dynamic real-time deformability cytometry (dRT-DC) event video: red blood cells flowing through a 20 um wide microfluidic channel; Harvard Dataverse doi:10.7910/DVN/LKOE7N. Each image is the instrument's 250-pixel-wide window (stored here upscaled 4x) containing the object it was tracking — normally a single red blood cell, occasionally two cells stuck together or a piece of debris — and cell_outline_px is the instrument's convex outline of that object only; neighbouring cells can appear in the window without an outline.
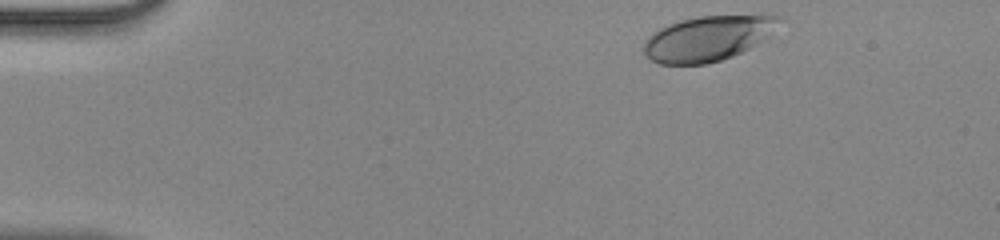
{"species": "human", "species_latin": "Homo sapiens", "temperature_condition": "room temperature", "stored_images_in_passage": 42, "camera_frame_rate_fps": 3000, "um_per_image_px": 0.085, "donor": {"sex": "male"}, "frame": {"image": 1, "passage_image": 1, "time_ms": 0.0, "image_size_px": [1000, 240], "cell_outline_px": [[784, 20], [756, 44], [732, 56], [708, 64], [660, 64], [648, 60], [644, 52], [644, 40], [652, 32], [668, 24], [680, 20], [700, 16], [780, 16]], "centroid_in_image_um": [60.08, 3.28], "position_along_channel_um": 24.9, "area_um2": 35.14}}
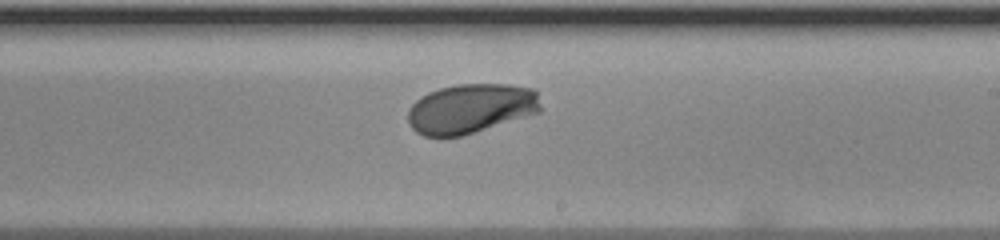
{"frame": {"image": 2, "passage_image": 23, "time_ms": 7.333, "image_size_px": [1000, 240], "cell_outline_px": [[540, 112], [460, 136], [424, 136], [416, 132], [408, 124], [408, 108], [420, 96], [428, 92], [440, 88], [456, 84], [508, 84], [536, 88], [540, 104]], "centroid_in_image_um": [40.0, 9.21], "position_along_channel_um": 249.0, "area_um2": 38.44}}
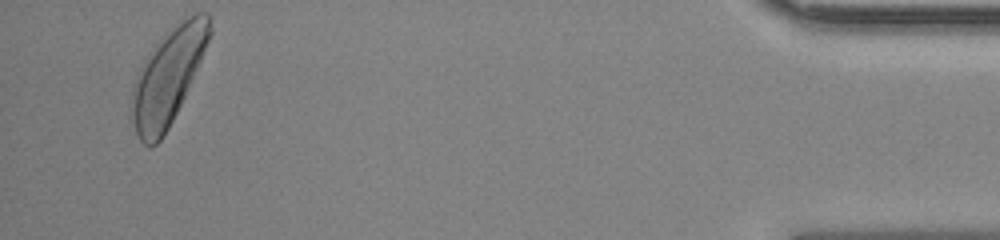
{"frame": {"image": 3, "passage_image": 40, "time_ms": 13.0, "image_size_px": [1000, 240], "cell_outline_px": [[212, 32], [200, 60], [184, 96], [168, 128], [160, 140], [156, 144], [144, 144], [140, 140], [128, 116], [128, 104], [132, 84], [148, 52], [184, 16], [196, 12], [208, 12], [212, 28]], "centroid_in_image_um": [14.22, 6.51], "position_along_channel_um": 421.0, "area_um2": 43.23}}